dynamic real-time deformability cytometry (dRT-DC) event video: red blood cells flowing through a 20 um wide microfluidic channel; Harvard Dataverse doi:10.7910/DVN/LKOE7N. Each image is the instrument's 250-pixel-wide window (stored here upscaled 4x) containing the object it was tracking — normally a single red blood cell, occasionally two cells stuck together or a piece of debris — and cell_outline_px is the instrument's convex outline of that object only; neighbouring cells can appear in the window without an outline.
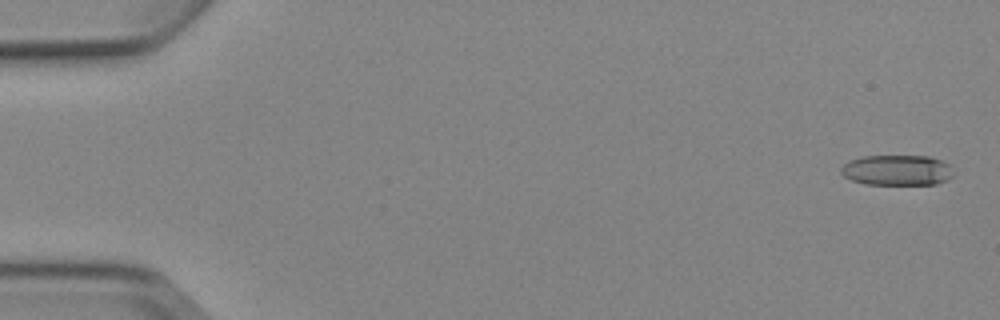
{"species": "Egyptian fruit bat (a non-hibernating species)", "species_latin": "Rousettus aegyptiacus", "temperature_condition": "cold", "stored_images_in_passage": 5, "camera_frame_rate_fps": 3000, "um_per_image_px": 0.085, "animal": {"sex": "female"}, "frame": {"image": 1, "passage_image": 1, "time_ms": 0.0, "image_size_px": [1000, 320], "cell_outline_px": [[952, 176], [948, 180], [936, 184], [864, 184], [852, 180], [844, 176], [840, 172], [840, 168], [848, 160], [864, 156], [928, 156], [940, 160], [948, 164]], "centroid_in_image_um": [76.2, 14.46], "position_along_channel_um": 8.8, "area_um2": 19.88}}
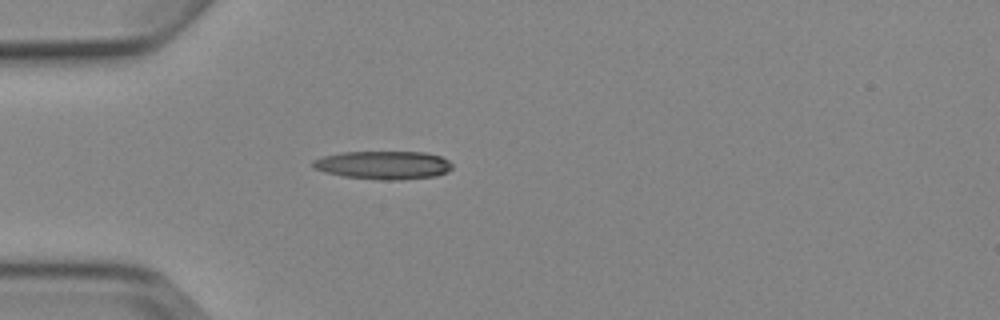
{"frame": {"image": 2, "passage_image": 5, "time_ms": 4.667, "image_size_px": [1000, 320], "cell_outline_px": [[452, 168], [448, 172], [436, 176], [400, 180], [380, 180], [344, 176], [324, 172], [312, 168], [312, 160], [324, 156], [344, 152], [424, 152], [440, 156], [448, 160], [452, 164]], "centroid_in_image_um": [32.59, 14.04], "position_along_channel_um": 52.4, "area_um2": 23.06}}